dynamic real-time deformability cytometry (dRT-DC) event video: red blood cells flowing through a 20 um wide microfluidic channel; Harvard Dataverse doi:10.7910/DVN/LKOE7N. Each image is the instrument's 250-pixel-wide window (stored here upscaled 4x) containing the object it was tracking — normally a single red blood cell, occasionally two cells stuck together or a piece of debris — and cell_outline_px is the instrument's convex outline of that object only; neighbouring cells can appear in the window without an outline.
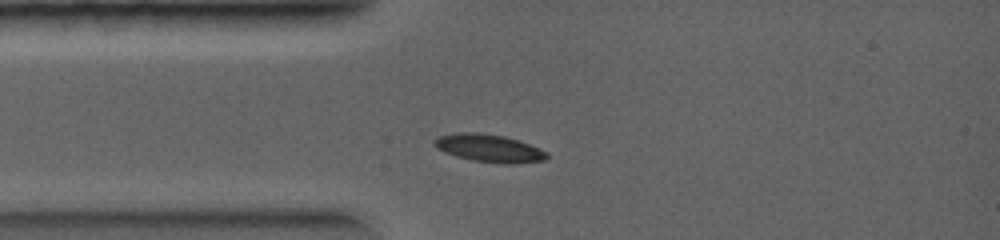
{"species": "common noctule bat (a hibernating species)", "species_latin": "Nyctalus noctula", "temperature_condition": "warm", "stored_images_in_passage": 1, "camera_frame_rate_fps": 5000, "um_per_image_px": 0.085, "animal": {"sex": "female", "body_mass_g": 19.0, "forearm_length_mm": 56.7}, "frame": {"image": 1, "passage_image": 1, "time_ms": 0.0, "image_size_px": [1000, 240], "cell_outline_px": [[548, 156], [544, 160], [516, 164], [504, 164], [472, 160], [456, 156], [444, 152], [436, 148], [432, 144], [432, 140], [436, 136], [456, 132], [480, 132], [504, 136], [528, 144], [548, 152]], "centroid_in_image_um": [41.5, 12.59], "position_along_channel_um": 43.5, "area_um2": 18.38}}